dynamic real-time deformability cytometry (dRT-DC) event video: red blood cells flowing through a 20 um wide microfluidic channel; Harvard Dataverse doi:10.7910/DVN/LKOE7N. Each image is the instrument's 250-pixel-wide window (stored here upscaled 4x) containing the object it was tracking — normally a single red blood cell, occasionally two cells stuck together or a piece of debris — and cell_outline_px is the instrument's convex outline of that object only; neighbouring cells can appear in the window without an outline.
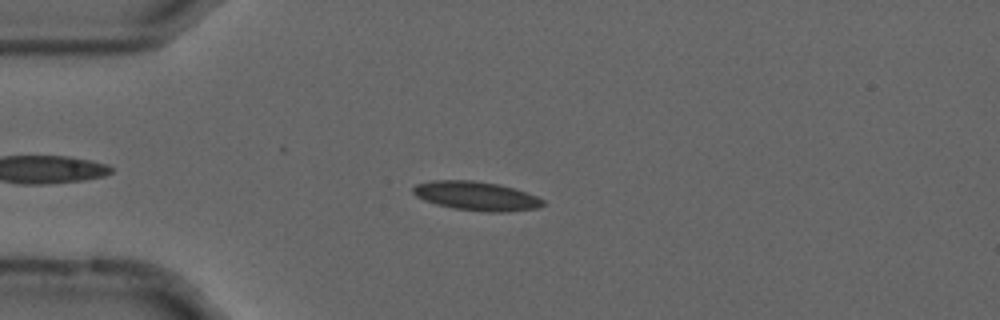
{"species": "common noctule bat (a hibernating species)", "species_latin": "Nyctalus noctula", "temperature_condition": "cold", "stored_images_in_passage": 43, "camera_frame_rate_fps": 3000, "um_per_image_px": 0.085, "animal": {"sex": "male", "forearm_length_mm": 52.5}, "frame": {"image": 1, "passage_image": 8, "time_ms": 2.333, "image_size_px": [1000, 320], "cell_outline_px": [[548, 204], [536, 208], [508, 212], [484, 212], [452, 208], [436, 204], [424, 200], [416, 196], [412, 192], [412, 188], [416, 184], [432, 180], [472, 180], [500, 184], [516, 188], [536, 196], [544, 200]], "centroid_in_image_um": [40.51, 16.66], "position_along_channel_um": 44.5, "area_um2": 22.25}}
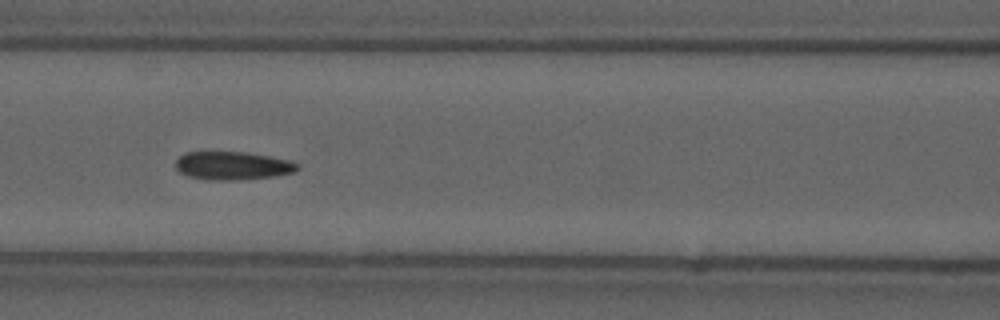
{"frame": {"image": 2, "passage_image": 18, "time_ms": 5.667, "image_size_px": [1000, 320], "cell_outline_px": [[300, 168], [296, 172], [272, 176], [232, 180], [208, 180], [188, 176], [180, 172], [176, 168], [176, 160], [184, 152], [244, 152], [292, 160], [300, 164]], "centroid_in_image_um": [19.8, 14.08], "position_along_channel_um": 146.8, "area_um2": 20.06}}
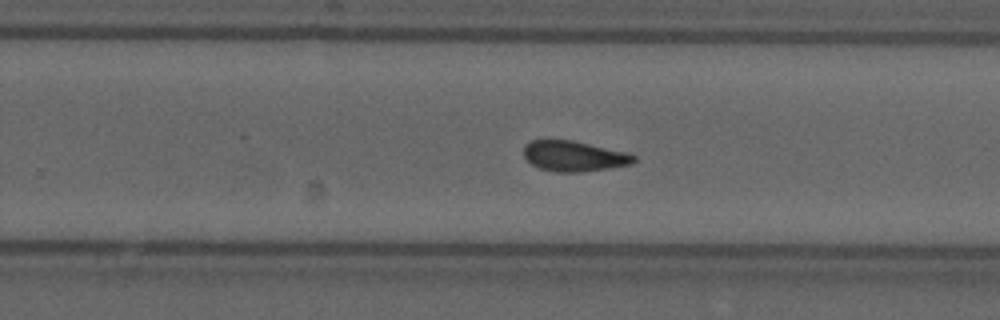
{"frame": {"image": 3, "passage_image": 29, "time_ms": 9.333, "image_size_px": [1000, 320], "cell_outline_px": [[636, 160], [632, 164], [608, 168], [580, 172], [556, 172], [540, 168], [532, 164], [524, 156], [524, 144], [532, 140], [572, 140], [628, 152], [636, 156]], "centroid_in_image_um": [48.81, 13.26], "position_along_channel_um": 281.0, "area_um2": 19.54}, "authors_computed_cell_mechanics": {"area_um2": 20.0566, "velocity_mm_per_s": 3.6718, "shape_relaxation_time_tau1_ms": null, "shape_relaxation_time_tau2_ms": 1.4087, "deformation_change_tau1": null, "deformation_change_tau2": 0.0702}}